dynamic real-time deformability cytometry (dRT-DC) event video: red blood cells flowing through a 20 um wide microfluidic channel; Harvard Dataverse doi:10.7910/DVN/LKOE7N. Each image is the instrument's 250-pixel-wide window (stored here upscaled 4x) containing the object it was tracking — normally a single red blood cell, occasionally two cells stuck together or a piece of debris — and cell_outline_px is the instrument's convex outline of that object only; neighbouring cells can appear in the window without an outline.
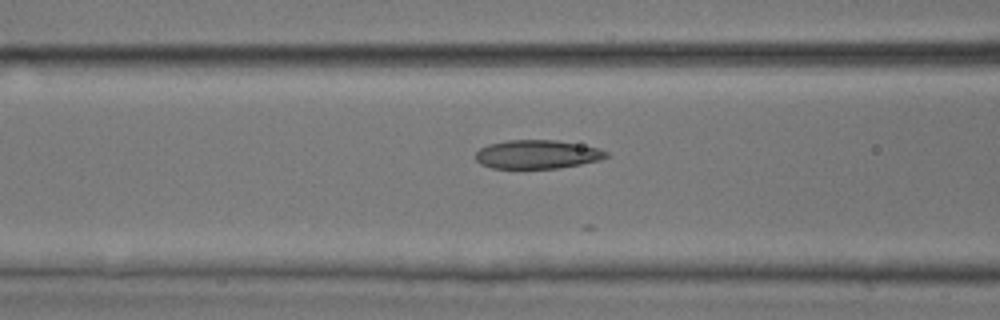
{"species": "common noctule bat (a hibernating species)", "species_latin": "Nyctalus noctula", "temperature_condition": "room temperature", "stored_images_in_passage": 24, "camera_frame_rate_fps": 3000, "um_per_image_px": 0.085, "animal": {"sex": "male", "body_mass_g": 17.9, "forearm_length_mm": 54.2}, "frame": {"image": 1, "passage_image": 18, "time_ms": 5.667, "image_size_px": [1000, 320], "cell_outline_px": [[608, 156], [600, 160], [560, 168], [492, 168], [480, 164], [476, 160], [476, 152], [480, 148], [488, 144], [504, 140], [556, 140], [600, 148], [608, 152]], "centroid_in_image_um": [45.65, 13.12], "position_along_channel_um": 120.9, "area_um2": 21.91}}